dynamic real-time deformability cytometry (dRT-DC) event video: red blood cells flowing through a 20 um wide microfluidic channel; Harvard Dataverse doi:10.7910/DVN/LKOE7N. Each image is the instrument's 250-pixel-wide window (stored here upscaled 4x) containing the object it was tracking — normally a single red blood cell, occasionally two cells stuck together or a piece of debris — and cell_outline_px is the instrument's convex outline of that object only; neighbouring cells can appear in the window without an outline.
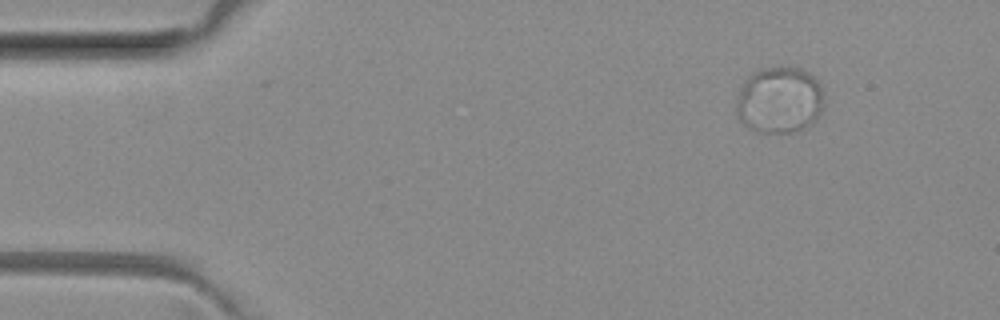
{"species": "common noctule bat (a hibernating species)", "species_latin": "Nyctalus noctula", "temperature_condition": "room temperature", "stored_images_in_passage": 46, "camera_frame_rate_fps": 3000, "um_per_image_px": 0.085, "animal": {"sex": "female", "body_mass_g": 29.2, "forearm_length_mm": 56.3}, "frame": {"image": 1, "passage_image": 1, "time_ms": 0.0, "image_size_px": [1000, 320], "cell_outline_px": [[824, 104], [816, 120], [808, 128], [792, 132], [756, 132], [748, 128], [736, 116], [736, 108], [740, 88], [744, 80], [752, 72], [764, 68], [800, 68], [808, 72], [820, 84], [824, 96]], "centroid_in_image_um": [66.26, 8.53], "position_along_channel_um": 18.7, "area_um2": 34.28}}
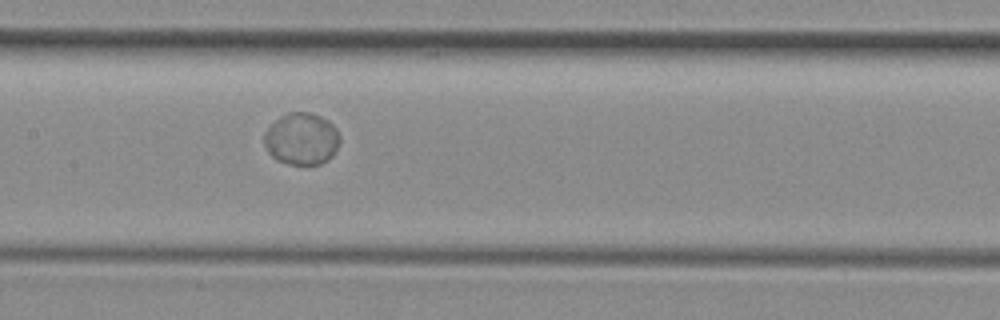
{"frame": {"image": 2, "passage_image": 20, "time_ms": 6.333, "image_size_px": [1000, 320], "cell_outline_px": [[340, 140], [332, 156], [328, 160], [320, 164], [292, 164], [276, 160], [268, 152], [264, 144], [264, 132], [280, 116], [288, 112], [308, 112], [320, 116], [328, 120], [336, 128], [340, 136]], "centroid_in_image_um": [25.63, 11.8], "position_along_channel_um": 181.8, "area_um2": 22.89}}
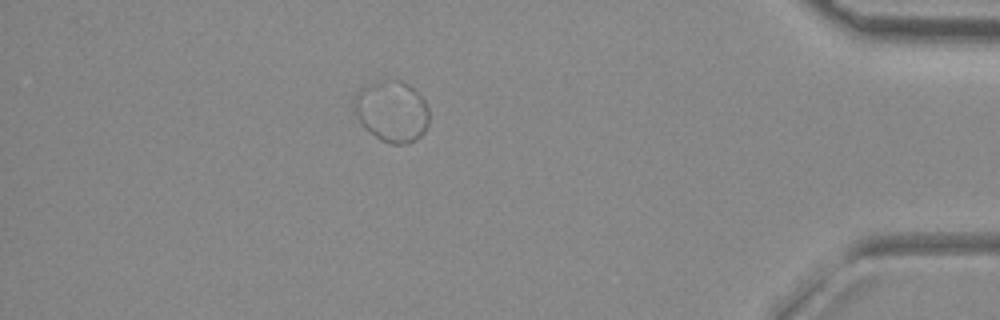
{"frame": {"image": 3, "passage_image": 40, "time_ms": 13.0, "image_size_px": [1000, 320], "cell_outline_px": [[428, 124], [424, 132], [416, 140], [404, 144], [392, 144], [380, 140], [364, 128], [360, 124], [352, 108], [352, 100], [360, 88], [380, 80], [396, 76], [408, 84], [424, 100], [428, 108]], "centroid_in_image_um": [33.26, 9.43], "position_along_channel_um": 401.9, "area_um2": 27.34}, "authors_computed_cell_mechanics": {"area_um2": 24.1026, "velocity_mm_per_s": 3.9949, "shape_relaxation_time_tau1_ms": 3.503, "shape_relaxation_time_tau2_ms": null, "deformation_change_tau1": 0.0252, "deformation_change_tau2": null}}